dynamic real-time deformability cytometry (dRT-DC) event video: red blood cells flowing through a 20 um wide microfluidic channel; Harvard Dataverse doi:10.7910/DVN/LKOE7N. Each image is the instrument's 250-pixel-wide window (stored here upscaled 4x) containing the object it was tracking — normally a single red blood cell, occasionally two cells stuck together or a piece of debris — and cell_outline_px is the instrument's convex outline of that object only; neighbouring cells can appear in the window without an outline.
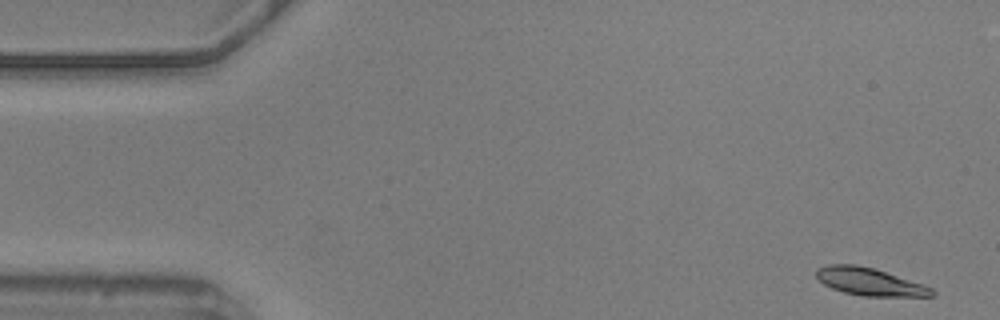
{"species": "common noctule bat (a hibernating species)", "species_latin": "Nyctalus noctula", "temperature_condition": "warm", "stored_images_in_passage": 56, "segment_of_instrument_passage": [1, 2], "camera_frame_rate_fps": 3000, "um_per_image_px": 0.085, "animal": {"sex": "male", "body_mass_g": 20.5, "forearm_length_mm": 52.5}, "frame": {"image": 1, "passage_image": 1, "time_ms": 0.0, "image_size_px": [1000, 320], "cell_outline_px": [[936, 292], [932, 296], [864, 296], [844, 292], [832, 288], [824, 284], [816, 276], [816, 268], [828, 264], [856, 264], [872, 268], [932, 288]], "centroid_in_image_um": [73.86, 23.94], "position_along_channel_um": 11.1, "area_um2": 18.15}}
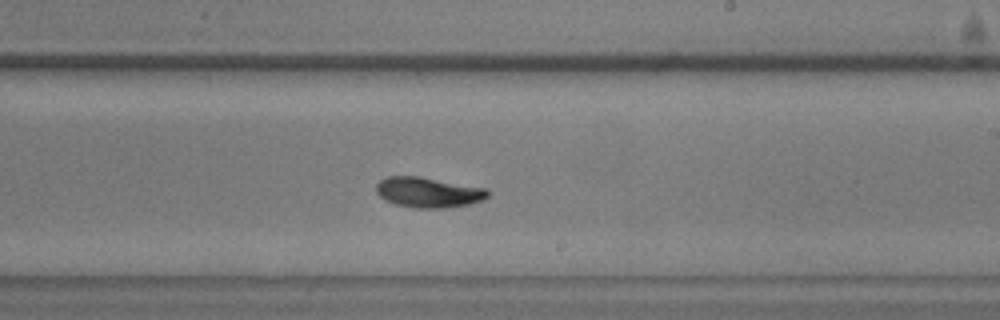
{"frame": {"image": 2, "passage_image": 31, "time_ms": 10.0, "image_size_px": [1000, 320], "cell_outline_px": [[488, 196], [484, 200], [468, 204], [444, 208], [416, 208], [396, 204], [384, 200], [376, 192], [376, 184], [380, 180], [388, 176], [416, 176], [488, 188]], "centroid_in_image_um": [36.4, 16.35], "position_along_channel_um": 252.6, "area_um2": 19.65}}
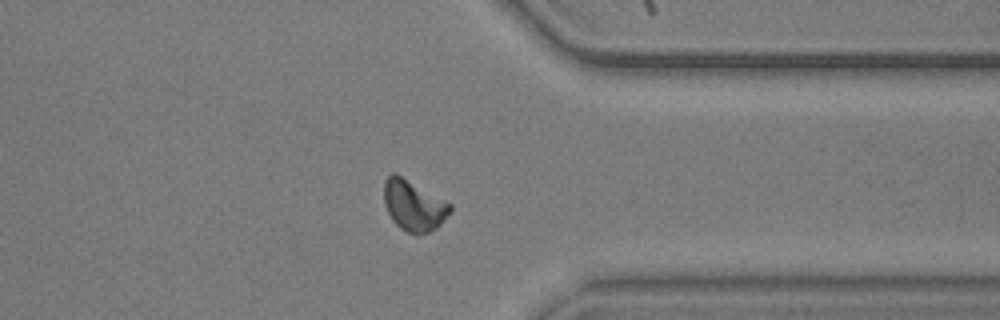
{"frame": {"image": 3, "passage_image": 42, "time_ms": 13.667, "image_size_px": [1000, 320], "cell_outline_px": [[452, 208], [440, 224], [436, 228], [428, 232], [416, 236], [404, 232], [392, 220], [384, 204], [384, 180], [392, 172], [396, 172], [452, 204]], "centroid_in_image_um": [35.14, 17.47], "position_along_channel_um": 376.3, "area_um2": 19.77}}